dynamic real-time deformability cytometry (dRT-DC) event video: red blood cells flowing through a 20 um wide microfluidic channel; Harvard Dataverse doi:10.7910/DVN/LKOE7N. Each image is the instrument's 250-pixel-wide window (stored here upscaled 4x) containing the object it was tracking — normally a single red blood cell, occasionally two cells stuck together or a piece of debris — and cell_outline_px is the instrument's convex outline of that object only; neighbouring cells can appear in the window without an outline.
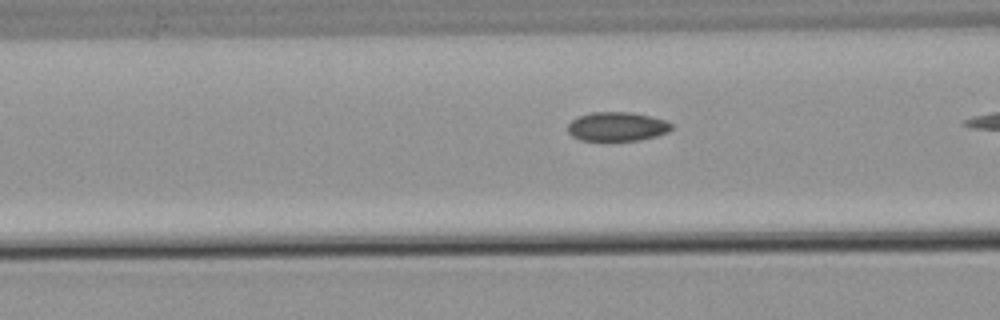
{"species": "common noctule bat (a hibernating species)", "species_latin": "Nyctalus noctula", "temperature_condition": "warm", "stored_images_in_passage": 10, "camera_frame_rate_fps": 3000, "um_per_image_px": 0.085, "animal": {"sex": "male", "body_mass_g": 21.5, "forearm_length_mm": 52.0}, "frame": {"image": 1, "passage_image": 7, "time_ms": 2.0, "image_size_px": [1000, 320], "cell_outline_px": [[672, 128], [668, 132], [656, 136], [640, 140], [580, 140], [572, 136], [568, 132], [568, 124], [576, 116], [592, 112], [632, 112], [664, 120], [672, 124]], "centroid_in_image_um": [52.42, 10.75], "position_along_channel_um": 114.2, "area_um2": 17.51}}